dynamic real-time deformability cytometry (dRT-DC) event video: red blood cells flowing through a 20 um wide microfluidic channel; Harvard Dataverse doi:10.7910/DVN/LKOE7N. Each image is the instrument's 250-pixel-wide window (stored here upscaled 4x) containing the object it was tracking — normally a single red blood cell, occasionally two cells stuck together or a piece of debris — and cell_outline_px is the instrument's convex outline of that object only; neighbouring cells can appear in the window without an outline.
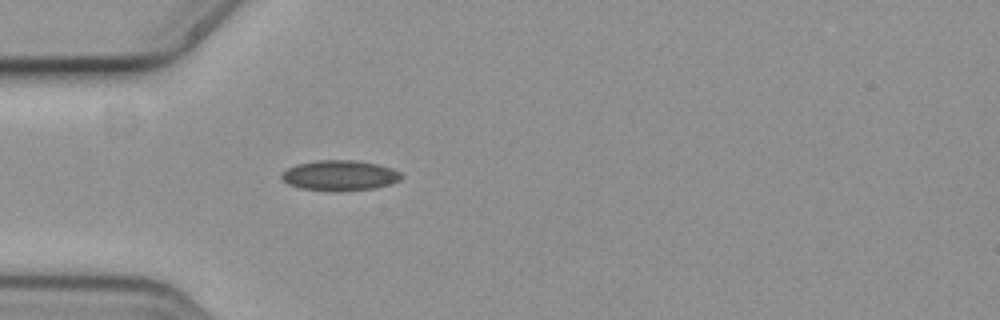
{"species": "common noctule bat (a hibernating species)", "species_latin": "Nyctalus noctula", "temperature_condition": "cold", "stored_images_in_passage": 4, "camera_frame_rate_fps": 3000, "um_per_image_px": 0.085, "animal": {"sex": "female", "body_mass_g": 19.3, "forearm_length_mm": 54.1}, "frame": {"image": 1, "passage_image": 4, "time_ms": 1.0, "image_size_px": [1000, 320], "cell_outline_px": [[404, 176], [400, 180], [376, 188], [340, 192], [336, 192], [300, 188], [288, 184], [280, 176], [288, 168], [296, 164], [316, 160], [356, 160], [376, 164], [392, 168], [400, 172]], "centroid_in_image_um": [28.89, 14.92], "position_along_channel_um": 56.1, "area_um2": 21.33}}